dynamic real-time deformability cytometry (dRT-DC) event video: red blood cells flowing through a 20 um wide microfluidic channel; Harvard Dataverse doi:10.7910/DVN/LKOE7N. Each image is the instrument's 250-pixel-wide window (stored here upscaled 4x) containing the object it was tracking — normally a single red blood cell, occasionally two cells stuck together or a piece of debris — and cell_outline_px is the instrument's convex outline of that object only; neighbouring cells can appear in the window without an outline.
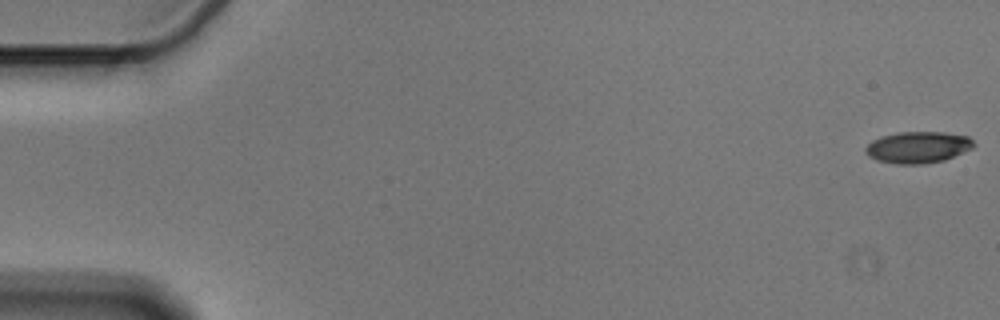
{"species": "Egyptian fruit bat (a non-hibernating species)", "species_latin": "Rousettus aegyptiacus", "temperature_condition": "cold", "stored_images_in_passage": 56, "camera_frame_rate_fps": 3000, "um_per_image_px": 0.085, "animal": {"sex": "male"}, "frame": {"image": 1, "passage_image": 1, "time_ms": 0.0, "image_size_px": [1000, 320], "cell_outline_px": [[976, 144], [972, 148], [944, 160], [924, 164], [896, 164], [876, 160], [868, 156], [864, 152], [864, 148], [872, 140], [880, 136], [900, 132], [944, 132], [968, 136]], "centroid_in_image_um": [77.99, 12.52], "position_along_channel_um": 7.0, "area_um2": 20.0}}
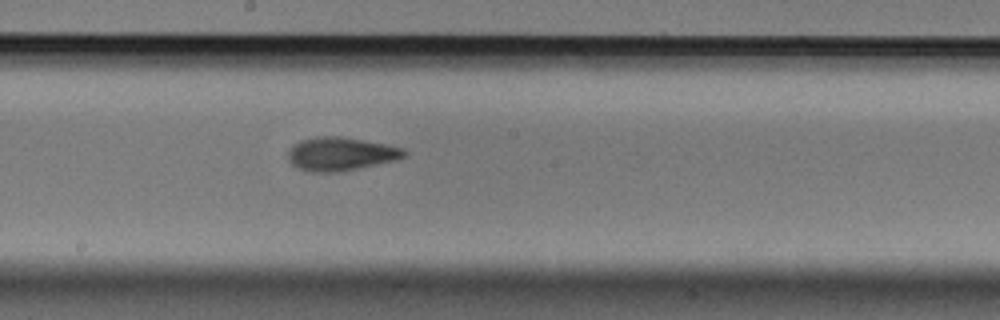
{"frame": {"image": 2, "passage_image": 31, "time_ms": 10.0, "image_size_px": [1000, 320], "cell_outline_px": [[408, 156], [396, 160], [340, 172], [308, 172], [292, 164], [288, 160], [288, 152], [292, 144], [300, 140], [316, 136], [340, 136], [384, 144], [404, 148], [408, 152]], "centroid_in_image_um": [28.96, 13.08], "position_along_channel_um": 219.2, "area_um2": 22.77}}
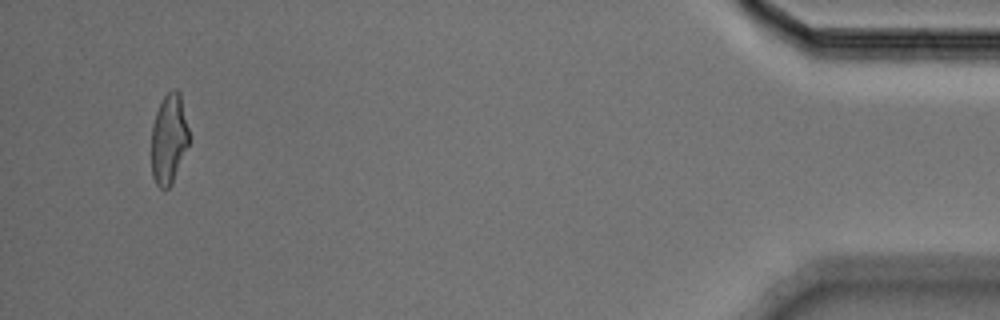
{"frame": {"image": 3, "passage_image": 54, "time_ms": 17.667, "image_size_px": [1000, 320], "cell_outline_px": [[188, 144], [172, 184], [164, 192], [156, 184], [152, 176], [152, 124], [156, 112], [164, 96], [172, 88], [176, 88], [180, 92], [188, 128]], "centroid_in_image_um": [14.34, 11.82], "position_along_channel_um": 420.9, "area_um2": 19.65}, "authors_computed_cell_mechanics": {"area_um2": 20.9236, "velocity_mm_per_s": 3.5987, "shape_relaxation_time_tau1_ms": 3.9668, "shape_relaxation_time_tau2_ms": 2.2052, "deformation_change_tau1": 0.1681, "deformation_change_tau2": 0.1022}}